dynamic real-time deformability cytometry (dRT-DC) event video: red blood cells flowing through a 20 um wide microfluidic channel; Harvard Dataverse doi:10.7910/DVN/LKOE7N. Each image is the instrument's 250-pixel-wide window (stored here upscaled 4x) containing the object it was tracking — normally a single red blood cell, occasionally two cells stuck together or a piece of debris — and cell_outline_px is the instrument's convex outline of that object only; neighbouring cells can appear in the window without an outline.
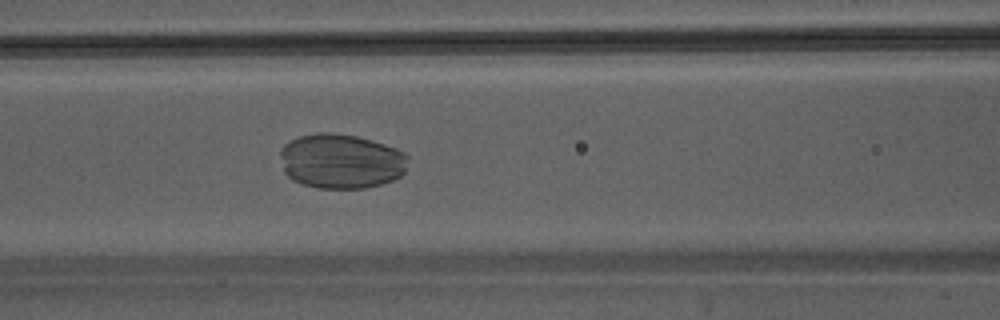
{"species": "Egyptian fruit bat (a non-hibernating species)", "species_latin": "Rousettus aegyptiacus", "temperature_condition": "warm", "stored_images_in_passage": 37, "camera_frame_rate_fps": 3000, "um_per_image_px": 0.085, "animal": {"sex": "male"}, "frame": {"image": 1, "passage_image": 12, "time_ms": 3.667, "image_size_px": [1000, 320], "cell_outline_px": [[408, 156], [404, 172], [400, 176], [392, 180], [380, 184], [364, 188], [316, 188], [292, 180], [284, 172], [280, 156], [280, 148], [284, 144], [300, 136], [320, 132], [328, 132], [356, 136], [372, 140], [396, 148], [404, 152]], "centroid_in_image_um": [28.97, 13.7], "position_along_channel_um": 137.6, "area_um2": 40.81}}
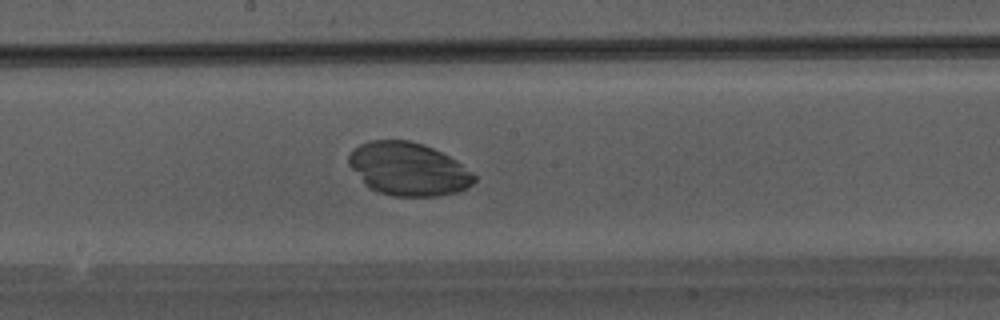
{"frame": {"image": 2, "passage_image": 17, "time_ms": 5.333, "image_size_px": [1000, 320], "cell_outline_px": [[476, 180], [468, 188], [456, 192], [436, 196], [392, 196], [380, 192], [364, 184], [348, 164], [348, 156], [360, 144], [368, 140], [408, 140], [424, 144], [456, 160], [472, 172], [476, 176]], "centroid_in_image_um": [34.71, 14.37], "position_along_channel_um": 213.5, "area_um2": 38.67}}
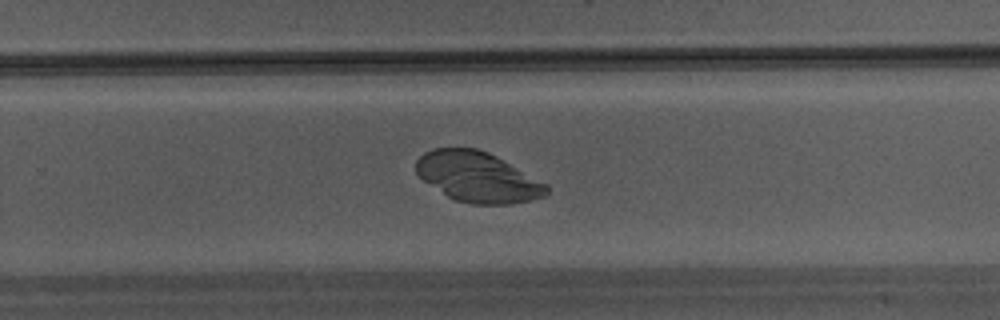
{"frame": {"image": 3, "passage_image": 22, "time_ms": 7.0, "image_size_px": [1000, 320], "cell_outline_px": [[548, 192], [544, 196], [532, 200], [508, 204], [472, 204], [456, 200], [448, 196], [424, 180], [416, 172], [416, 160], [424, 152], [432, 148], [476, 148], [488, 152], [496, 156], [548, 184]], "centroid_in_image_um": [40.62, 15.04], "position_along_channel_um": 289.2, "area_um2": 37.92}}